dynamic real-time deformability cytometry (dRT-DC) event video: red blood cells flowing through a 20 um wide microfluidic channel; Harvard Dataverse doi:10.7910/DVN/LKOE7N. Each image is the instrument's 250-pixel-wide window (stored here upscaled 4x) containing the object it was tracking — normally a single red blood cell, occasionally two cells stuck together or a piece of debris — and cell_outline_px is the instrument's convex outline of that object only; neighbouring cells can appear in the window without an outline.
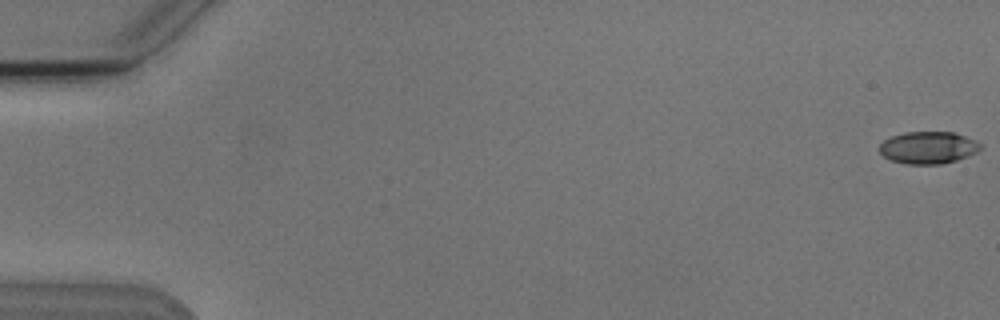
{"species": "Egyptian fruit bat (a non-hibernating species)", "species_latin": "Rousettus aegyptiacus", "temperature_condition": "cold", "stored_images_in_passage": 6, "camera_frame_rate_fps": 3000, "um_per_image_px": 0.085, "animal": {"sex": "male"}, "frame": {"image": 1, "passage_image": 1, "time_ms": 0.0, "image_size_px": [1000, 320], "cell_outline_px": [[980, 148], [976, 152], [968, 156], [956, 160], [940, 164], [908, 164], [892, 160], [884, 156], [880, 152], [880, 144], [884, 140], [892, 136], [904, 132], [952, 132], [976, 140], [980, 144]], "centroid_in_image_um": [78.89, 12.54], "position_along_channel_um": 6.1, "area_um2": 18.73}}